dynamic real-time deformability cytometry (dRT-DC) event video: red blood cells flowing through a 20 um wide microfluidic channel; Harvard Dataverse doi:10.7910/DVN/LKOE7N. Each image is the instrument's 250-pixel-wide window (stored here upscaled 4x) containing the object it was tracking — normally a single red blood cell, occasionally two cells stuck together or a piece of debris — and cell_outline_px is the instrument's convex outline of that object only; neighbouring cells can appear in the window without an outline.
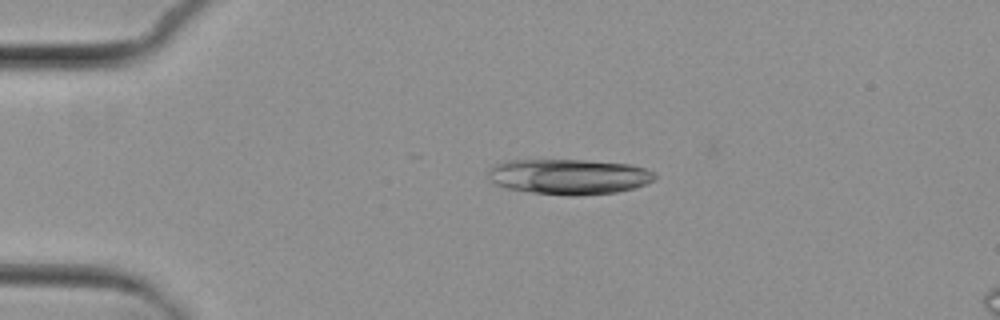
{"species": "common noctule bat (a hibernating species)", "species_latin": "Nyctalus noctula", "temperature_condition": "cold", "stored_images_in_passage": 5, "camera_frame_rate_fps": 3000, "um_per_image_px": 0.085, "animal": {"sex": "female", "body_mass_g": 29.2, "forearm_length_mm": 56.3}, "frame": {"image": 1, "passage_image": 4, "time_ms": 3.667, "image_size_px": [1000, 320], "cell_outline_px": [[656, 176], [652, 180], [636, 188], [616, 192], [580, 196], [568, 196], [532, 192], [508, 188], [496, 184], [488, 180], [488, 168], [492, 164], [504, 160], [584, 160], [632, 164], [656, 172]], "centroid_in_image_um": [48.33, 15.01], "position_along_channel_um": 36.7, "area_um2": 34.74}}